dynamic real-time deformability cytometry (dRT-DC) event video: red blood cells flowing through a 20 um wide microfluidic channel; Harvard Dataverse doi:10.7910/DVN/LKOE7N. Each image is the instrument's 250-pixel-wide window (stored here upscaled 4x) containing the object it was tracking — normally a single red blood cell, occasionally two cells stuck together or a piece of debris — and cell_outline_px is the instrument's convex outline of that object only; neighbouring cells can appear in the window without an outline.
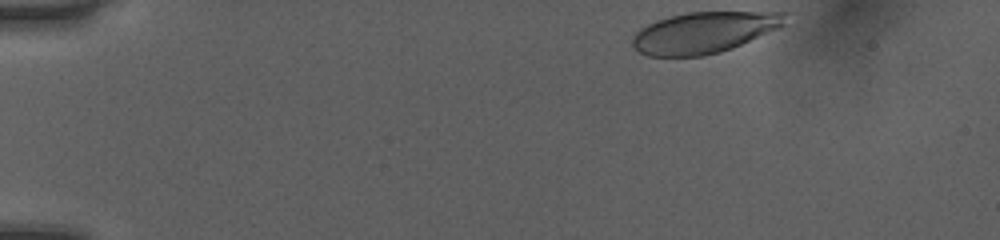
{"species": "human", "species_latin": "Homo sapiens", "temperature_condition": "room temperature", "stored_images_in_passage": 38, "camera_frame_rate_fps": 3000, "um_per_image_px": 0.085, "donor": {"sex": "female"}, "frame": {"image": 1, "passage_image": 1, "time_ms": 0.0, "image_size_px": [1000, 240], "cell_outline_px": [[788, 12], [784, 24], [780, 28], [732, 48], [720, 52], [700, 56], [648, 56], [640, 52], [632, 44], [632, 36], [640, 28], [656, 20], [688, 12]], "centroid_in_image_um": [59.85, 2.76], "position_along_channel_um": 25.2, "area_um2": 36.53}}
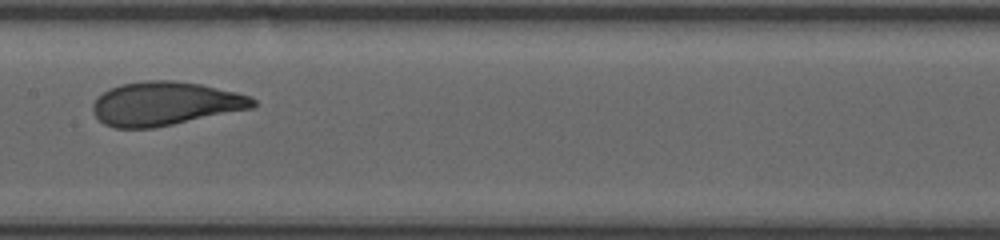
{"frame": {"image": 2, "passage_image": 21, "time_ms": 6.667, "image_size_px": [1000, 240], "cell_outline_px": [[256, 104], [252, 108], [152, 128], [116, 128], [104, 124], [92, 112], [92, 104], [108, 88], [120, 84], [144, 80], [172, 80], [200, 84], [236, 92], [252, 96], [256, 100]], "centroid_in_image_um": [14.02, 8.8], "position_along_channel_um": 193.4, "area_um2": 40.63}}
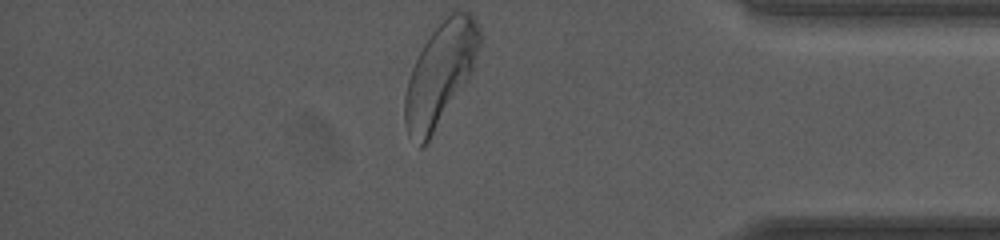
{"frame": {"image": 3, "passage_image": 38, "time_ms": 12.333, "image_size_px": [1000, 240], "cell_outline_px": [[480, 44], [472, 72], [468, 80], [428, 144], [420, 148], [408, 136], [404, 124], [404, 96], [408, 80], [412, 68], [424, 44], [440, 16], [452, 12], [472, 12], [480, 28]], "centroid_in_image_um": [37.41, 6.31], "position_along_channel_um": 397.8, "area_um2": 45.32}, "authors_computed_cell_mechanics": {"area_um2": 40.171, "velocity_mm_per_s": 4.0288, "shape_relaxation_time_tau1_ms": 2.4224, "shape_relaxation_time_tau2_ms": null, "deformation_change_tau1": 0.1536, "deformation_change_tau2": null}}